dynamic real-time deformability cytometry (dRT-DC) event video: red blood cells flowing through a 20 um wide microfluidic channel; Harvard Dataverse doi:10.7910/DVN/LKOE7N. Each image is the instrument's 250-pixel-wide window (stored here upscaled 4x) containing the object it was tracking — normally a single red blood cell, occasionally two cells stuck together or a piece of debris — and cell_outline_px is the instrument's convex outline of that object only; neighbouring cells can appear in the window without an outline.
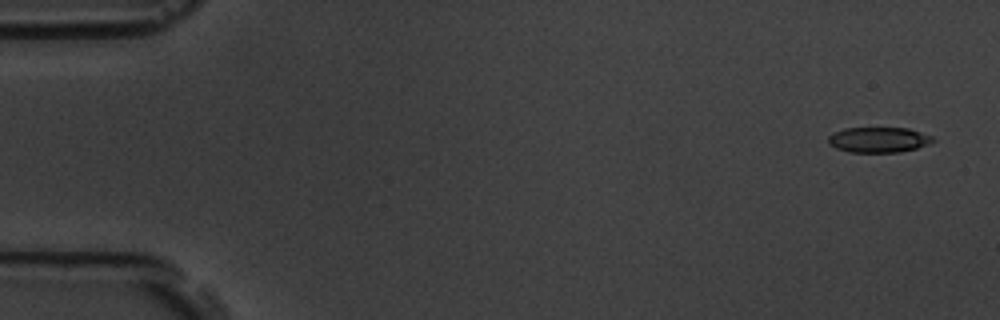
{"species": "common noctule bat (a hibernating species)", "species_latin": "Nyctalus noctula", "temperature_condition": "room temperature", "stored_images_in_passage": 7, "camera_frame_rate_fps": 3000, "um_per_image_px": 0.085, "animal": {"sex": "male", "body_mass_g": 19.5, "forearm_length_mm": 54.6}, "frame": {"image": 1, "passage_image": 1, "time_ms": 0.0, "image_size_px": [1000, 320], "cell_outline_px": [[936, 140], [928, 144], [916, 148], [900, 152], [848, 152], [836, 148], [828, 144], [828, 136], [844, 128], [908, 128], [932, 136]], "centroid_in_image_um": [74.67, 11.88], "position_along_channel_um": 10.3, "area_um2": 15.43}}
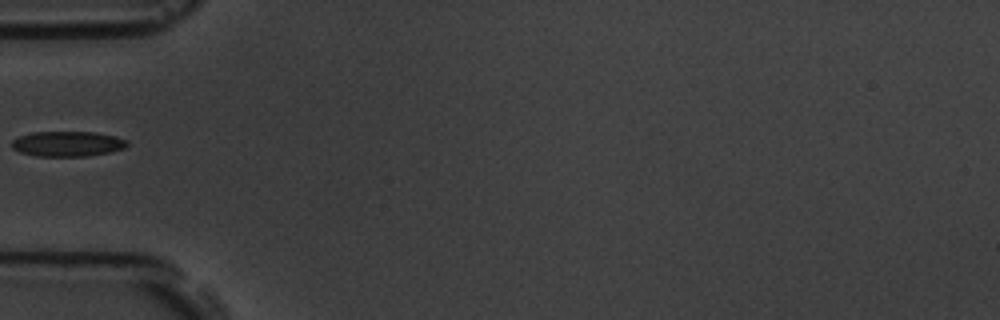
{"frame": {"image": 2, "passage_image": 6, "time_ms": 5.667, "image_size_px": [1000, 320], "cell_outline_px": [[128, 144], [124, 148], [112, 152], [84, 156], [36, 156], [20, 152], [12, 148], [12, 140], [20, 136], [32, 132], [96, 132], [116, 136], [128, 140]], "centroid_in_image_um": [5.76, 12.22], "position_along_channel_um": 79.2, "area_um2": 16.99}}
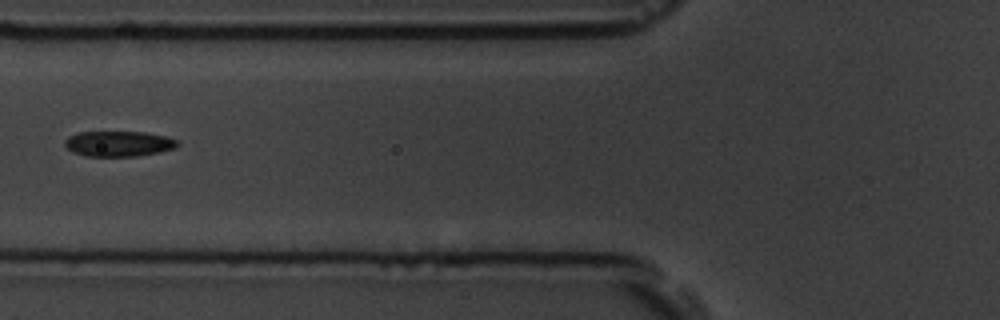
{"frame": {"image": 3, "passage_image": 7, "time_ms": 6.667, "image_size_px": [1000, 320], "cell_outline_px": [[180, 144], [176, 148], [160, 152], [136, 156], [84, 156], [72, 152], [64, 144], [64, 140], [68, 136], [80, 132], [144, 132], [164, 136], [176, 140]], "centroid_in_image_um": [10.07, 12.22], "position_along_channel_um": 115.7, "area_um2": 16.7}}